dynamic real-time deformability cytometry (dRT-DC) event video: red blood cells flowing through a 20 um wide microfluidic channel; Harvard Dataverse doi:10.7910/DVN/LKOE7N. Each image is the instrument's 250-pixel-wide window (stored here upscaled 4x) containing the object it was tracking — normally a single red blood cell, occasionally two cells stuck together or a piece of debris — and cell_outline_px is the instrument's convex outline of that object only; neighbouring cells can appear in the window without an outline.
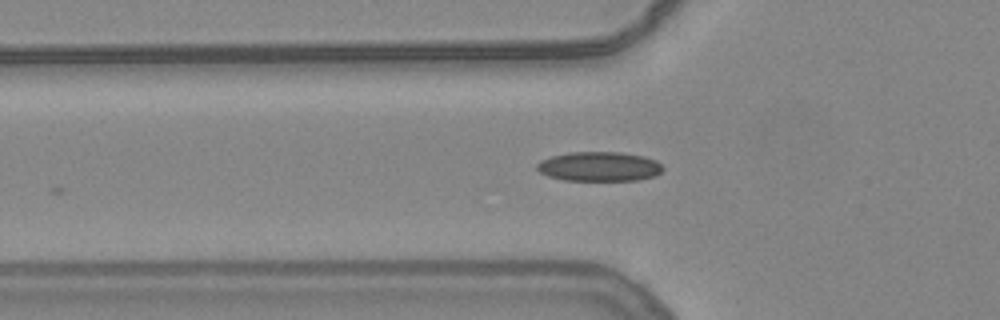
{"species": "common noctule bat (a hibernating species)", "species_latin": "Nyctalus noctula", "temperature_condition": "warm", "stored_images_in_passage": 6, "camera_frame_rate_fps": 3000, "um_per_image_px": 0.085, "animal": {"sex": "female", "body_mass_g": 24.6, "forearm_length_mm": 56.2}, "frame": {"image": 1, "passage_image": 3, "time_ms": 0.667, "image_size_px": [1000, 320], "cell_outline_px": [[664, 168], [656, 176], [636, 180], [564, 180], [548, 176], [540, 172], [536, 168], [536, 164], [540, 160], [552, 156], [568, 152], [620, 152], [644, 156], [656, 160]], "centroid_in_image_um": [50.93, 14.15], "position_along_channel_um": 74.9, "area_um2": 21.68}}